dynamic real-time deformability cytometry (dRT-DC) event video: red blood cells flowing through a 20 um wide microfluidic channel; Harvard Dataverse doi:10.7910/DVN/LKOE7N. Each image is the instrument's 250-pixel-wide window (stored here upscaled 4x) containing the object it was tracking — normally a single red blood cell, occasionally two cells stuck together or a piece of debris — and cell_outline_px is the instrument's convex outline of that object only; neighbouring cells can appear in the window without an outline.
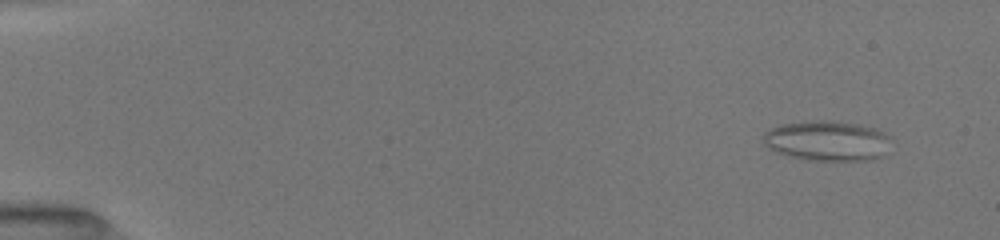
{"species": "common noctule bat (a hibernating species)", "species_latin": "Nyctalus noctula", "temperature_condition": "room temperature", "stored_images_in_passage": 15, "camera_frame_rate_fps": 3000, "um_per_image_px": 0.085, "animal": {"sex": "female", "body_mass_g": 19.5, "forearm_length_mm": 54.1}, "frame": {"image": 1, "passage_image": 2, "time_ms": 1.0, "image_size_px": [1000, 240], "cell_outline_px": [[888, 136], [880, 156], [872, 160], [812, 160], [792, 156], [768, 148], [764, 140], [764, 132], [772, 128], [784, 124], [852, 124], [876, 128]], "centroid_in_image_um": [70.28, 12.02], "position_along_channel_um": 14.7, "area_um2": 27.63}}
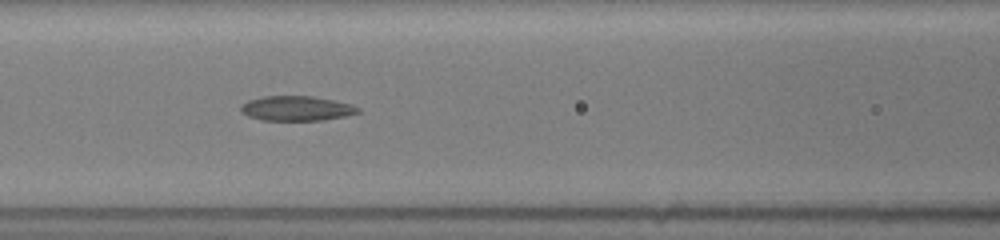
{"frame": {"image": 2, "passage_image": 11, "time_ms": 7.667, "image_size_px": [1000, 240], "cell_outline_px": [[360, 112], [344, 116], [320, 120], [264, 120], [248, 116], [240, 112], [240, 104], [248, 100], [264, 96], [312, 96], [332, 100], [348, 104], [360, 108]], "centroid_in_image_um": [25.14, 9.21], "position_along_channel_um": 141.5, "area_um2": 16.76}}
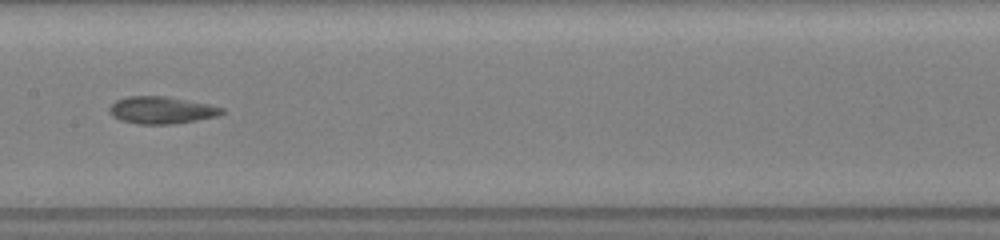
{"frame": {"image": 3, "passage_image": 14, "time_ms": 9.0, "image_size_px": [1000, 240], "cell_outline_px": [[224, 112], [216, 116], [196, 120], [172, 124], [136, 124], [120, 120], [112, 116], [108, 108], [116, 100], [128, 96], [164, 96], [208, 104], [224, 108]], "centroid_in_image_um": [13.69, 9.36], "position_along_channel_um": 193.7, "area_um2": 17.69}}